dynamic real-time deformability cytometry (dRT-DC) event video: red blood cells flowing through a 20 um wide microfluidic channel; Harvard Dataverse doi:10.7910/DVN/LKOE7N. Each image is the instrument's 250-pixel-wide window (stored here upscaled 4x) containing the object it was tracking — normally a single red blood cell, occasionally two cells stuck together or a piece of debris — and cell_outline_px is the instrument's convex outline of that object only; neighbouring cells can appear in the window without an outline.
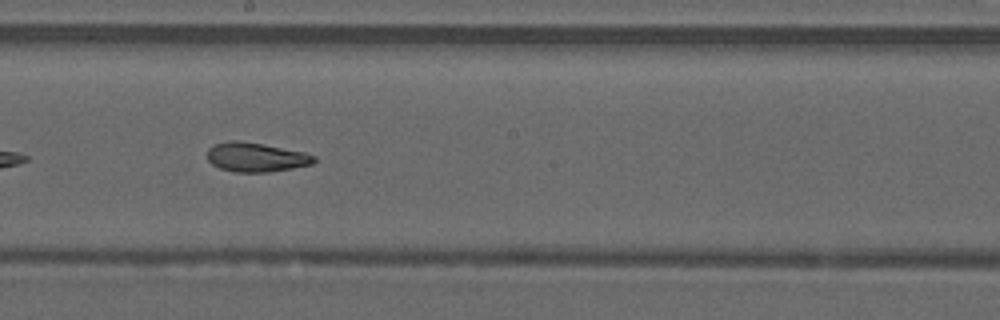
{"species": "common noctule bat (a hibernating species)", "species_latin": "Nyctalus noctula", "temperature_condition": "warm", "stored_images_in_passage": 29, "camera_frame_rate_fps": 3000, "um_per_image_px": 0.085, "animal": {"sex": "male", "forearm_length_mm": 52.5}, "frame": {"image": 1, "passage_image": 13, "time_ms": 4.0, "image_size_px": [1000, 320], "cell_outline_px": [[316, 160], [312, 164], [292, 168], [268, 172], [236, 172], [220, 168], [212, 164], [208, 160], [208, 148], [216, 144], [228, 140], [240, 140], [264, 144], [304, 152], [316, 156]], "centroid_in_image_um": [21.76, 13.35], "position_along_channel_um": 226.4, "area_um2": 18.21}, "authors_computed_cell_mechanics": {"area_um2": 18.496, "velocity_mm_per_s": 4.1125, "shape_relaxation_time_tau1_ms": null, "shape_relaxation_time_tau2_ms": 3.4387, "deformation_change_tau1": null, "deformation_change_tau2": 0.1117}}